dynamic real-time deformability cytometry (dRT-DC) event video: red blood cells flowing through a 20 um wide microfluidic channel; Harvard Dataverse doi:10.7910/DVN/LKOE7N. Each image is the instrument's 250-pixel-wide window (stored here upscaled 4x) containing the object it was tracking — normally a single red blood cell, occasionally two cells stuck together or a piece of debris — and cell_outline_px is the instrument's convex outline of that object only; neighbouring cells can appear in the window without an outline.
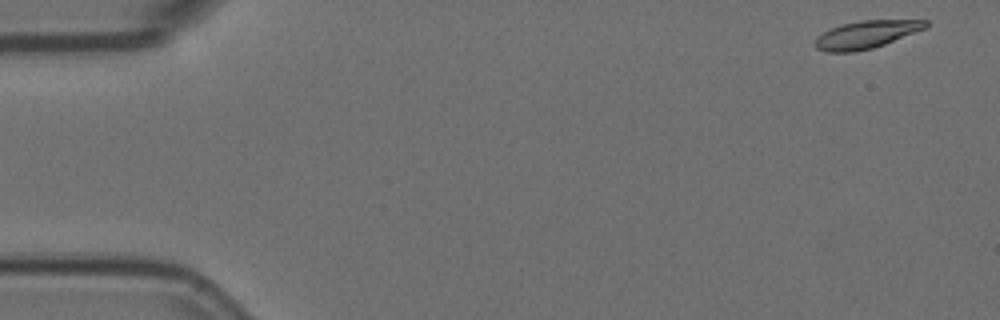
{"species": "Egyptian fruit bat (a non-hibernating species)", "species_latin": "Rousettus aegyptiacus", "temperature_condition": "room temperature", "stored_images_in_passage": 55, "camera_frame_rate_fps": 3000, "um_per_image_px": 0.085, "animal": {"sex": "female"}, "frame": {"image": 1, "passage_image": 1, "time_ms": 0.0, "image_size_px": [1000, 320], "cell_outline_px": [[928, 24], [924, 28], [884, 44], [872, 48], [852, 52], [828, 52], [816, 48], [812, 44], [816, 36], [840, 24], [860, 20], [928, 20]], "centroid_in_image_um": [73.55, 2.93], "position_along_channel_um": 11.5, "area_um2": 17.69}}
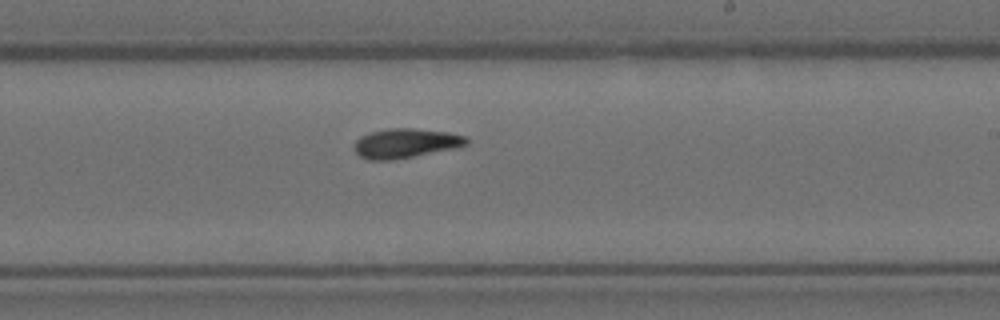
{"frame": {"image": 2, "passage_image": 32, "time_ms": 10.333, "image_size_px": [1000, 320], "cell_outline_px": [[468, 144], [456, 148], [392, 160], [368, 160], [360, 156], [356, 152], [356, 140], [360, 136], [372, 132], [388, 128], [416, 128], [448, 132], [464, 136], [468, 140]], "centroid_in_image_um": [34.49, 12.17], "position_along_channel_um": 254.5, "area_um2": 19.13}}
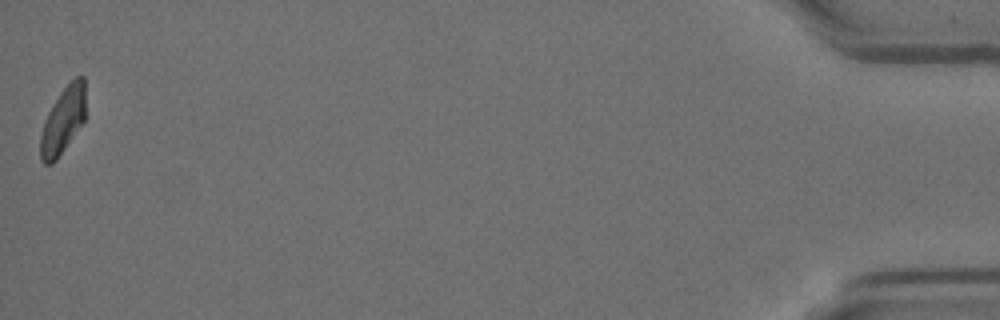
{"frame": {"image": 3, "passage_image": 55, "time_ms": 18.0, "image_size_px": [1000, 320], "cell_outline_px": [[84, 120], [56, 160], [52, 164], [44, 164], [40, 160], [40, 136], [44, 120], [52, 104], [60, 92], [76, 76], [84, 76]], "centroid_in_image_um": [5.31, 10.25], "position_along_channel_um": 429.9, "area_um2": 17.22}, "authors_computed_cell_mechanics": {"area_um2": 18.6694, "velocity_mm_per_s": 3.578, "shape_relaxation_time_tau1_ms": 7.6205, "shape_relaxation_time_tau2_ms": 6.6771, "deformation_change_tau1": 0.2026, "deformation_change_tau2": 0.1072}}